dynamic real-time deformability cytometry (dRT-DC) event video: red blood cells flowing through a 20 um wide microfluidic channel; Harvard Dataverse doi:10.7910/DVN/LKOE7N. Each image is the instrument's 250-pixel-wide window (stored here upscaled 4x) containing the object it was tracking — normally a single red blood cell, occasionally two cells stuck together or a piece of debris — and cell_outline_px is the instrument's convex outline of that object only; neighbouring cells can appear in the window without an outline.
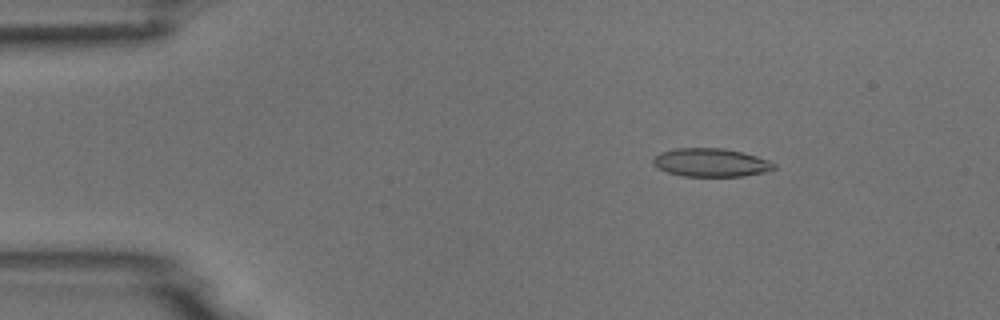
{"species": "common noctule bat (a hibernating species)", "species_latin": "Nyctalus noctula", "temperature_condition": "room temperature", "stored_images_in_passage": 5, "camera_frame_rate_fps": 3000, "um_per_image_px": 0.085, "animal": {"sex": "male", "body_mass_g": 18.8}, "frame": {"image": 1, "passage_image": 3, "time_ms": 2.333, "image_size_px": [1000, 320], "cell_outline_px": [[776, 168], [764, 172], [744, 176], [684, 176], [668, 172], [652, 164], [652, 160], [660, 152], [676, 148], [724, 148], [756, 156], [768, 160], [776, 164]], "centroid_in_image_um": [60.43, 13.81], "position_along_channel_um": 24.6, "area_um2": 19.83}}
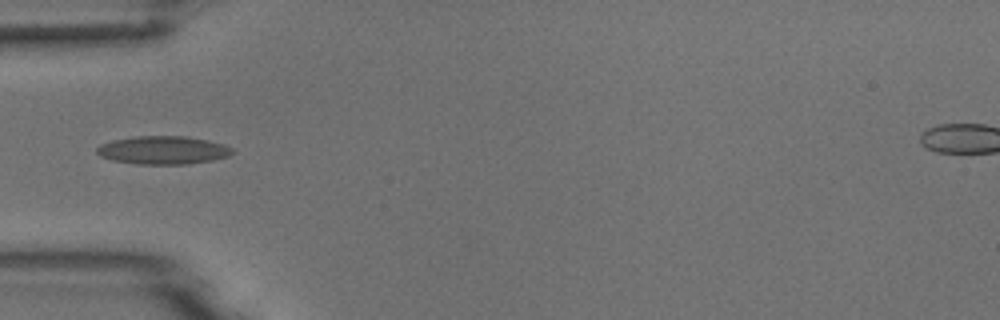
{"frame": {"image": 2, "passage_image": 5, "time_ms": 5.333, "image_size_px": [1000, 320], "cell_outline_px": [[236, 152], [228, 156], [212, 160], [188, 164], [136, 164], [112, 160], [100, 156], [96, 152], [96, 148], [100, 144], [112, 140], [136, 136], [184, 136], [208, 140], [224, 144], [232, 148]], "centroid_in_image_um": [13.86, 12.76], "position_along_channel_um": 71.1, "area_um2": 22.37}}